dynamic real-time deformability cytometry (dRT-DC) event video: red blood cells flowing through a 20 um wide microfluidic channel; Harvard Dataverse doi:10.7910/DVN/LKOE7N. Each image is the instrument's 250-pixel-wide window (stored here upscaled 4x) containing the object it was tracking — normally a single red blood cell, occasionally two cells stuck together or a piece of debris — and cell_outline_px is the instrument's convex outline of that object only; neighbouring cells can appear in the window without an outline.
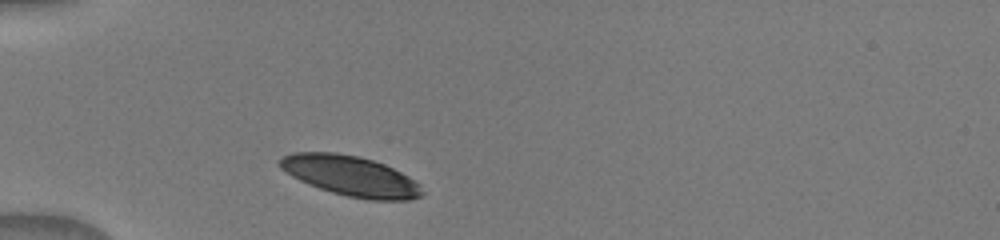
{"species": "human", "species_latin": "Homo sapiens", "temperature_condition": "warm", "stored_images_in_passage": 1, "camera_frame_rate_fps": 3000, "um_per_image_px": 0.085, "donor": {"sex": "male"}, "frame": {"image": 1, "passage_image": 1, "time_ms": 0.0, "image_size_px": [1000, 240], "cell_outline_px": [[424, 192], [420, 196], [408, 200], [368, 200], [348, 196], [332, 192], [320, 188], [300, 180], [292, 176], [280, 168], [280, 160], [284, 156], [292, 152], [336, 152], [360, 156], [384, 164], [416, 180], [420, 184]], "centroid_in_image_um": [29.83, 14.95], "position_along_channel_um": 55.2, "area_um2": 33.18}}